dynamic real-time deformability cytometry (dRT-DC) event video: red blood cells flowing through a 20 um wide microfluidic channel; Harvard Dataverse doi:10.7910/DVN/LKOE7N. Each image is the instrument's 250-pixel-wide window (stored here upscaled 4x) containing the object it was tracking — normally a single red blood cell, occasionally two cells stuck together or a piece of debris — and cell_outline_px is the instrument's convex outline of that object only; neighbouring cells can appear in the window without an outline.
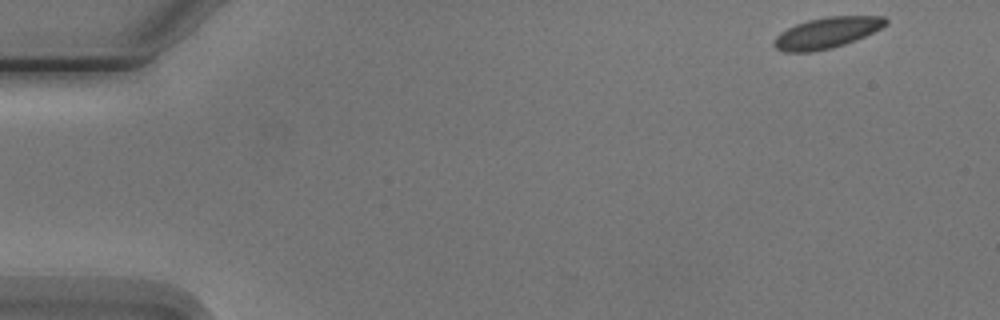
{"species": "Egyptian fruit bat (a non-hibernating species)", "species_latin": "Rousettus aegyptiacus", "temperature_condition": "cold", "stored_images_in_passage": 4, "camera_frame_rate_fps": 3000, "um_per_image_px": 0.085, "animal": {"sex": "male"}, "frame": {"image": 1, "passage_image": 1, "time_ms": 0.0, "image_size_px": [1000, 320], "cell_outline_px": [[888, 24], [856, 40], [844, 44], [828, 48], [808, 52], [784, 52], [776, 48], [772, 44], [772, 40], [780, 32], [796, 24], [808, 20], [828, 16], [884, 16], [888, 20]], "centroid_in_image_um": [70.25, 2.78], "position_along_channel_um": 14.7, "area_um2": 20.0}}